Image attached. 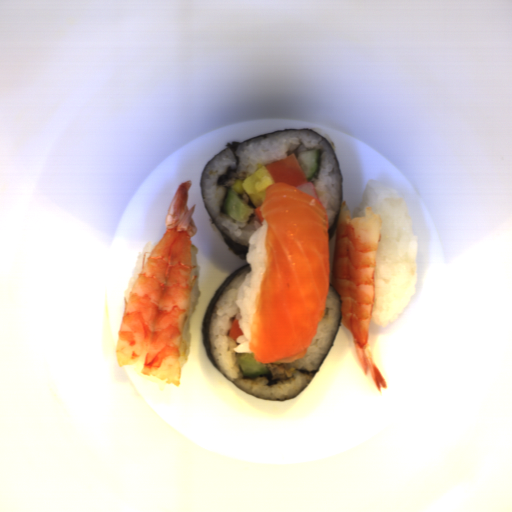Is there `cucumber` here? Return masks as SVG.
<instances>
[{
    "label": "cucumber",
    "instance_id": "cucumber-1",
    "mask_svg": "<svg viewBox=\"0 0 512 512\" xmlns=\"http://www.w3.org/2000/svg\"><path fill=\"white\" fill-rule=\"evenodd\" d=\"M224 210L227 215L236 221H247L255 212V209L245 203L233 189H229L224 203Z\"/></svg>",
    "mask_w": 512,
    "mask_h": 512
},
{
    "label": "cucumber",
    "instance_id": "cucumber-2",
    "mask_svg": "<svg viewBox=\"0 0 512 512\" xmlns=\"http://www.w3.org/2000/svg\"><path fill=\"white\" fill-rule=\"evenodd\" d=\"M238 365L246 377H260L269 374L270 365L256 361L252 352H239L237 355Z\"/></svg>",
    "mask_w": 512,
    "mask_h": 512
},
{
    "label": "cucumber",
    "instance_id": "cucumber-3",
    "mask_svg": "<svg viewBox=\"0 0 512 512\" xmlns=\"http://www.w3.org/2000/svg\"><path fill=\"white\" fill-rule=\"evenodd\" d=\"M296 158L304 172L306 181L309 182L317 175L320 169L322 161V150L310 149L303 151L300 152Z\"/></svg>",
    "mask_w": 512,
    "mask_h": 512
}]
</instances>
